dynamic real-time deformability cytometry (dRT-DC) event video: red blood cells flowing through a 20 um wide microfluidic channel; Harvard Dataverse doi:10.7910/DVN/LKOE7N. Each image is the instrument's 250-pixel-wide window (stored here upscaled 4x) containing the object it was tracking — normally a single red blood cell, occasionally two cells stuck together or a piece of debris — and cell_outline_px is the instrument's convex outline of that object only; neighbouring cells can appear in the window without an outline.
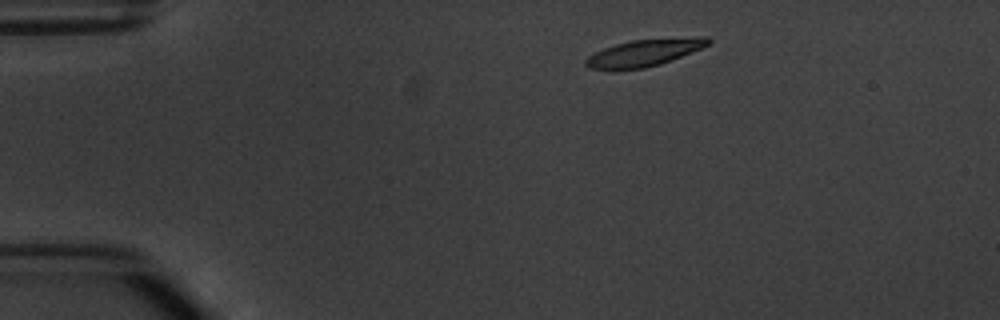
{"species": "common noctule bat (a hibernating species)", "species_latin": "Nyctalus noctula", "temperature_condition": "warm", "stored_images_in_passage": 3, "camera_frame_rate_fps": 3000, "um_per_image_px": 0.085, "animal": {"sex": "male", "body_mass_g": 20.1, "forearm_length_mm": 53.5}, "frame": {"image": 1, "passage_image": 1, "time_ms": 0.0, "image_size_px": [1000, 320], "cell_outline_px": [[712, 40], [708, 44], [700, 48], [660, 64], [644, 68], [588, 68], [584, 64], [584, 60], [588, 56], [604, 48], [616, 44], [632, 40], [696, 36], [708, 36]], "centroid_in_image_um": [54.79, 4.45], "position_along_channel_um": 30.2, "area_um2": 18.79}}
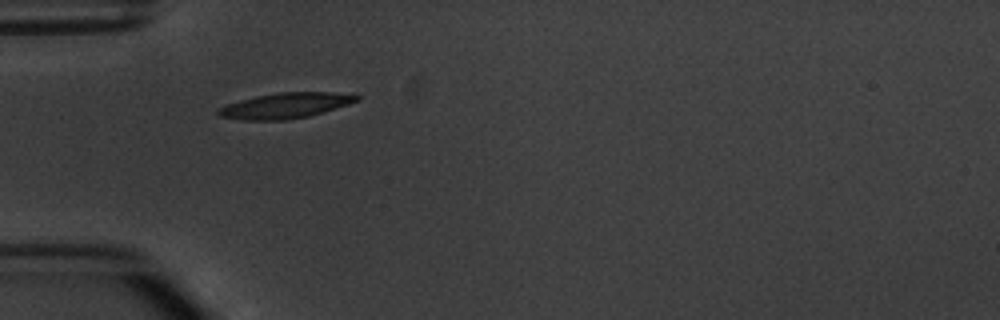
{"frame": {"image": 2, "passage_image": 3, "time_ms": 2.333, "image_size_px": [1000, 320], "cell_outline_px": [[360, 100], [348, 104], [308, 116], [284, 120], [244, 120], [216, 116], [216, 108], [224, 104], [256, 96], [276, 92], [332, 92], [360, 96]], "centroid_in_image_um": [24.16, 8.97], "position_along_channel_um": 60.8, "area_um2": 20.58}}